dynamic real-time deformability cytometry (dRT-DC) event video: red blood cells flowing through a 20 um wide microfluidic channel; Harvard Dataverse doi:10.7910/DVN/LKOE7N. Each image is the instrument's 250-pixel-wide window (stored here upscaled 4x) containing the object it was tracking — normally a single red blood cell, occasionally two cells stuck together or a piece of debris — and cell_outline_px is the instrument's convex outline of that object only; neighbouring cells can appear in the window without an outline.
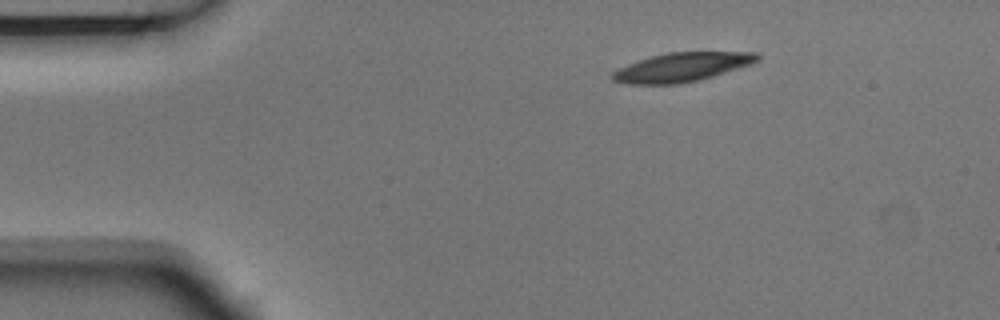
{"species": "Egyptian fruit bat (a non-hibernating species)", "species_latin": "Rousettus aegyptiacus", "temperature_condition": "room temperature", "stored_images_in_passage": 3, "camera_frame_rate_fps": 3000, "um_per_image_px": 0.085, "animal": {"sex": "male"}, "frame": {"image": 1, "passage_image": 1, "time_ms": 0.0, "image_size_px": [1000, 320], "cell_outline_px": [[760, 60], [752, 64], [700, 80], [680, 84], [628, 84], [612, 80], [612, 72], [628, 64], [652, 56], [668, 52], [756, 52], [760, 56]], "centroid_in_image_um": [58.0, 5.71], "position_along_channel_um": 27.0, "area_um2": 24.39}}